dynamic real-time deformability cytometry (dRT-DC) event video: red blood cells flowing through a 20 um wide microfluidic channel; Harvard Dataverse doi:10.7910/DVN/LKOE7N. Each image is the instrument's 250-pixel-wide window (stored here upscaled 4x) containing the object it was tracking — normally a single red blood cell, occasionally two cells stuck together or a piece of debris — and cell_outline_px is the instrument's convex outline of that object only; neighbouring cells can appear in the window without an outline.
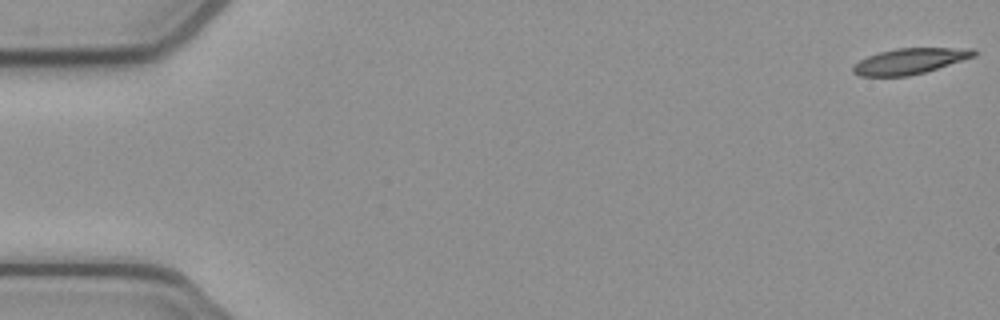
{"species": "common noctule bat (a hibernating species)", "species_latin": "Nyctalus noctula", "temperature_condition": "cold", "stored_images_in_passage": 53, "camera_frame_rate_fps": 3000, "um_per_image_px": 0.085, "animal": {"sex": "female", "body_mass_g": 21.9}, "frame": {"image": 1, "passage_image": 1, "time_ms": 0.0, "image_size_px": [1000, 320], "cell_outline_px": [[980, 52], [976, 56], [924, 72], [908, 76], [860, 76], [852, 72], [852, 68], [860, 60], [868, 56], [880, 52], [896, 48], [976, 48]], "centroid_in_image_um": [77.39, 5.18], "position_along_channel_um": 7.6, "area_um2": 18.09}}
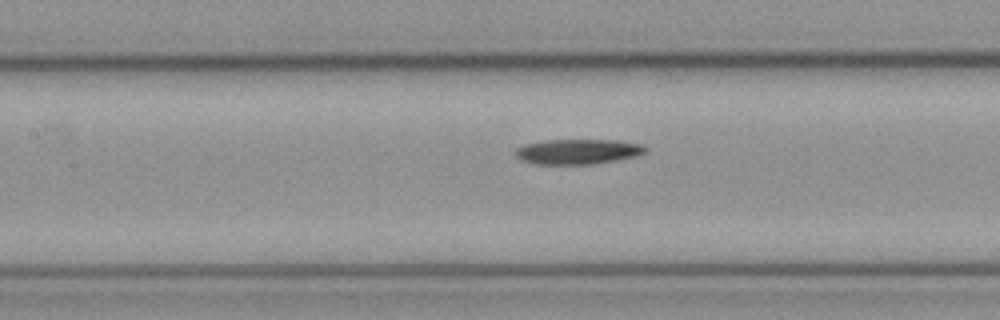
{"frame": {"image": 2, "passage_image": 24, "time_ms": 7.667, "image_size_px": [1000, 320], "cell_outline_px": [[648, 152], [636, 156], [616, 160], [592, 164], [536, 164], [520, 160], [516, 156], [516, 148], [524, 144], [544, 140], [620, 140], [640, 144], [648, 148]], "centroid_in_image_um": [49.13, 12.88], "position_along_channel_um": 158.3, "area_um2": 19.13}}
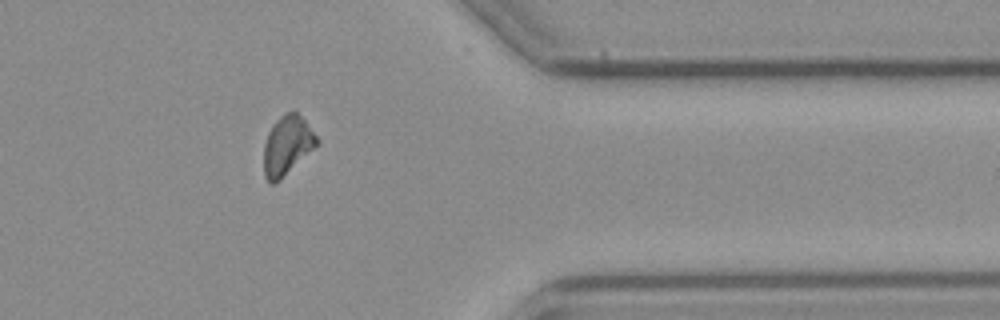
{"frame": {"image": 3, "passage_image": 43, "time_ms": 14.0, "image_size_px": [1000, 320], "cell_outline_px": [[320, 144], [276, 184], [272, 184], [264, 176], [264, 144], [268, 132], [272, 124], [280, 116], [288, 112], [296, 112], [304, 120], [320, 140]], "centroid_in_image_um": [24.42, 12.39], "position_along_channel_um": 387.0, "area_um2": 18.44}}